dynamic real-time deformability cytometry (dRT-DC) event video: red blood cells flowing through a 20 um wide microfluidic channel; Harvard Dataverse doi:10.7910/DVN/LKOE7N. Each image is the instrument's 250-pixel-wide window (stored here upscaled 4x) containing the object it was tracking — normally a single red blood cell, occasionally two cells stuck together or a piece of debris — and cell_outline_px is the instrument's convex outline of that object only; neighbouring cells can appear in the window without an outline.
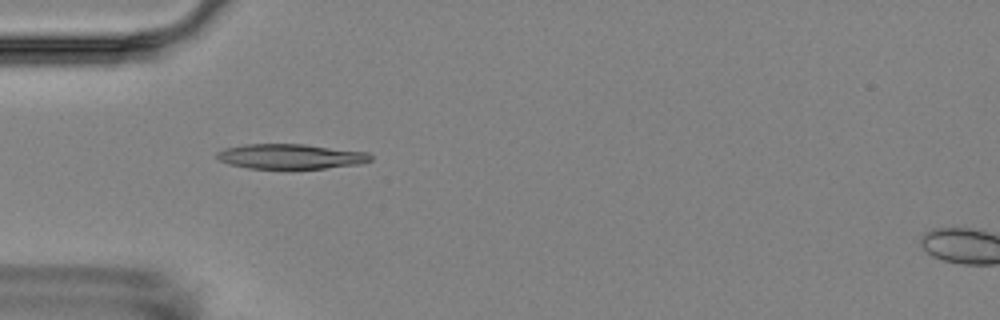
{"species": "Egyptian fruit bat (a non-hibernating species)", "species_latin": "Rousettus aegyptiacus", "temperature_condition": "room temperature", "stored_images_in_passage": 8, "camera_frame_rate_fps": 3000, "um_per_image_px": 0.085, "animal": {"sex": "female"}, "frame": {"image": 1, "passage_image": 5, "time_ms": 4.667, "image_size_px": [1000, 320], "cell_outline_px": [[372, 160], [360, 164], [324, 168], [248, 168], [228, 164], [220, 160], [216, 156], [216, 152], [224, 148], [244, 144], [304, 144], [368, 152], [372, 156]], "centroid_in_image_um": [24.69, 13.29], "position_along_channel_um": 60.3, "area_um2": 22.31}}
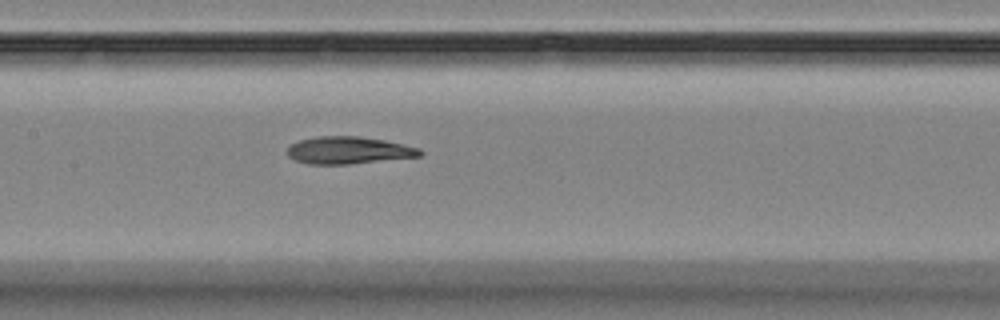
{"frame": {"image": 2, "passage_image": 8, "time_ms": 8.0, "image_size_px": [1000, 320], "cell_outline_px": [[424, 152], [420, 156], [348, 164], [308, 164], [296, 160], [288, 156], [284, 152], [292, 144], [300, 140], [320, 136], [356, 136], [384, 140], [420, 148]], "centroid_in_image_um": [29.61, 12.78], "position_along_channel_um": 177.8, "area_um2": 20.92}}